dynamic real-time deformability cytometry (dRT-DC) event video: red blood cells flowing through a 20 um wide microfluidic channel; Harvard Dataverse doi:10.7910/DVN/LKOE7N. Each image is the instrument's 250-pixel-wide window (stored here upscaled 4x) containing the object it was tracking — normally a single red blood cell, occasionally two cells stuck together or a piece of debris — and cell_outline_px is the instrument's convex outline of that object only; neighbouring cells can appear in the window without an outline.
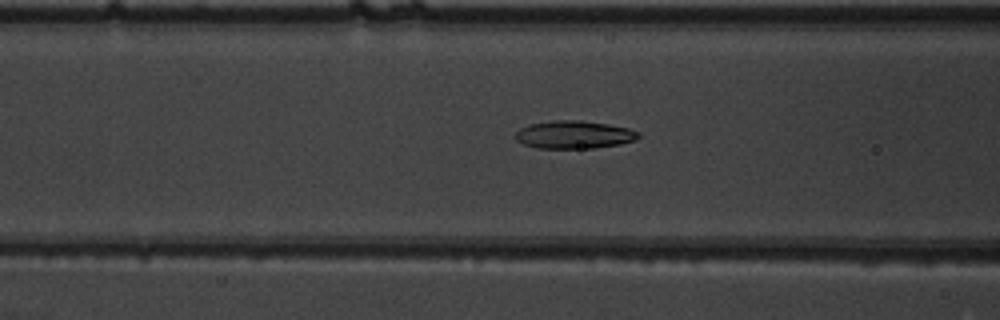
{"species": "common noctule bat (a hibernating species)", "species_latin": "Nyctalus noctula", "temperature_condition": "warm", "stored_images_in_passage": 43, "camera_frame_rate_fps": 3000, "um_per_image_px": 0.085, "animal": {"sex": "male", "body_mass_g": 19.5, "forearm_length_mm": 54.6}, "frame": {"image": 1, "passage_image": 12, "time_ms": 3.667, "image_size_px": [1000, 320], "cell_outline_px": [[640, 136], [636, 140], [620, 144], [596, 148], [536, 148], [524, 144], [516, 140], [512, 136], [520, 128], [532, 124], [556, 120], [580, 120], [608, 124], [628, 128], [640, 132]], "centroid_in_image_um": [48.8, 11.45], "position_along_channel_um": 117.8, "area_um2": 20.06}}
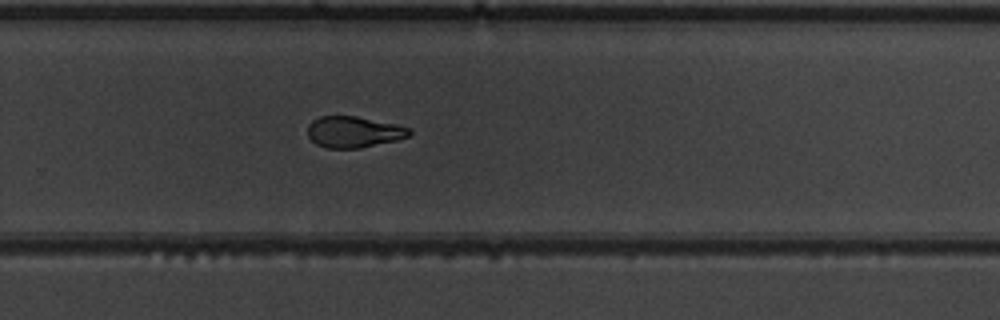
{"frame": {"image": 2, "passage_image": 26, "time_ms": 8.333, "image_size_px": [1000, 320], "cell_outline_px": [[412, 132], [408, 136], [396, 140], [360, 148], [324, 148], [316, 144], [308, 136], [308, 124], [312, 120], [320, 116], [356, 116], [396, 124], [408, 128]], "centroid_in_image_um": [30.03, 11.21], "position_along_channel_um": 299.8, "area_um2": 18.44}}
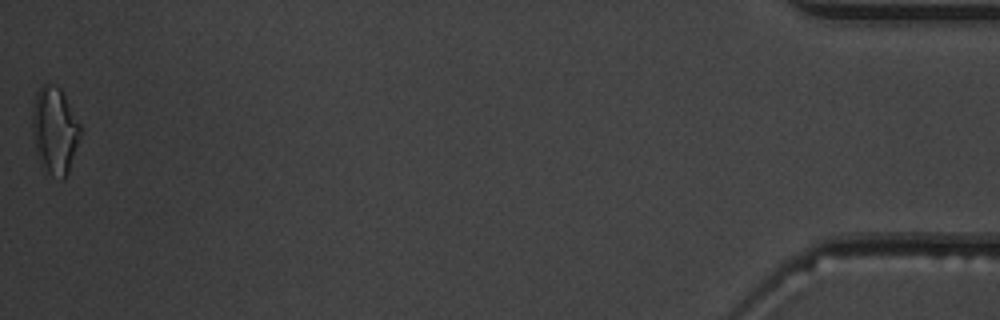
{"frame": {"image": 3, "passage_image": 43, "time_ms": 14.0, "image_size_px": [1000, 320], "cell_outline_px": [[84, 128], [68, 172], [64, 180], [60, 180], [52, 176], [48, 172], [36, 156], [32, 132], [32, 108], [36, 92], [44, 84], [48, 84], [60, 88]], "centroid_in_image_um": [4.67, 11.1], "position_along_channel_um": 430.5, "area_um2": 24.74}, "authors_computed_cell_mechanics": {"area_um2": 19.652, "velocity_mm_per_s": 3.905, "shape_relaxation_time_tau1_ms": 6.473, "shape_relaxation_time_tau2_ms": 2.2143, "deformation_change_tau1": 0.2255, "deformation_change_tau2": 0.0942}}